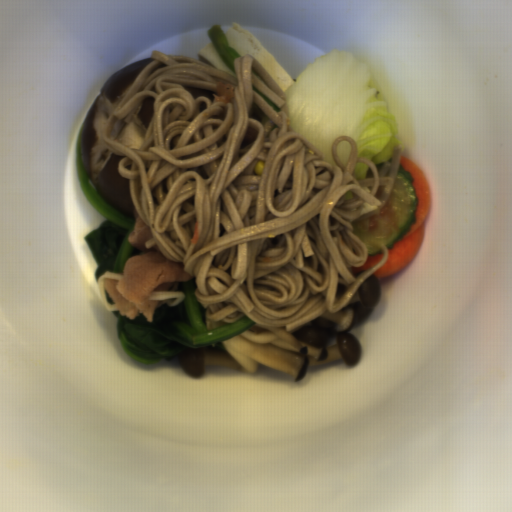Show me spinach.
<instances>
[{
  "mask_svg": "<svg viewBox=\"0 0 512 512\" xmlns=\"http://www.w3.org/2000/svg\"><path fill=\"white\" fill-rule=\"evenodd\" d=\"M196 288L195 276L189 281L174 283L167 291H180L183 298L174 306L158 301L152 322L142 313L129 319L118 310L112 311L116 316V336L126 354L148 366L159 361H174L182 351L224 341L256 324L245 315L234 323L208 330L206 309L194 295Z\"/></svg>",
  "mask_w": 512,
  "mask_h": 512,
  "instance_id": "obj_1",
  "label": "spinach"
},
{
  "mask_svg": "<svg viewBox=\"0 0 512 512\" xmlns=\"http://www.w3.org/2000/svg\"><path fill=\"white\" fill-rule=\"evenodd\" d=\"M81 124L76 139L75 160L78 180L87 201L105 220L99 228L87 233L85 242L95 260V280L99 283L105 272L123 274L127 261L141 250L128 239L136 228V213H122L101 197L86 174L81 155Z\"/></svg>",
  "mask_w": 512,
  "mask_h": 512,
  "instance_id": "obj_2",
  "label": "spinach"
},
{
  "mask_svg": "<svg viewBox=\"0 0 512 512\" xmlns=\"http://www.w3.org/2000/svg\"><path fill=\"white\" fill-rule=\"evenodd\" d=\"M207 32L210 40L225 64L236 73L234 68V59L240 58L241 56L232 46L229 45L228 37L222 32L218 25H213L207 30Z\"/></svg>",
  "mask_w": 512,
  "mask_h": 512,
  "instance_id": "obj_3",
  "label": "spinach"
},
{
  "mask_svg": "<svg viewBox=\"0 0 512 512\" xmlns=\"http://www.w3.org/2000/svg\"><path fill=\"white\" fill-rule=\"evenodd\" d=\"M253 87V90L259 93L271 106L272 108L278 113L281 112L280 106L277 105L274 101H272L270 98H268L265 94H263L261 91H259L256 87Z\"/></svg>",
  "mask_w": 512,
  "mask_h": 512,
  "instance_id": "obj_4",
  "label": "spinach"
},
{
  "mask_svg": "<svg viewBox=\"0 0 512 512\" xmlns=\"http://www.w3.org/2000/svg\"><path fill=\"white\" fill-rule=\"evenodd\" d=\"M105 292V295H106V298H107V301L108 303H110L111 305H115L116 306V303L113 301V299L108 295V293L104 290Z\"/></svg>",
  "mask_w": 512,
  "mask_h": 512,
  "instance_id": "obj_5",
  "label": "spinach"
}]
</instances>
